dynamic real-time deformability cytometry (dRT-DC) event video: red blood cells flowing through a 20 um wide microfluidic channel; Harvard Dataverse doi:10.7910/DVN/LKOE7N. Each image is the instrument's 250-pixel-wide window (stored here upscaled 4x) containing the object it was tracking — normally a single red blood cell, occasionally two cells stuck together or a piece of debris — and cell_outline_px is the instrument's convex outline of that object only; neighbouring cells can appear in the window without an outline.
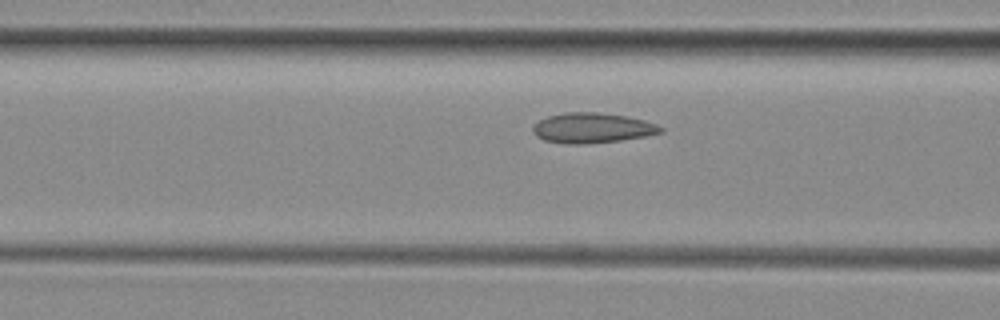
{"species": "common noctule bat (a hibernating species)", "species_latin": "Nyctalus noctula", "temperature_condition": "room temperature", "stored_images_in_passage": 16, "camera_frame_rate_fps": 3000, "um_per_image_px": 0.085, "animal": {"sex": "female", "body_mass_g": 29.2, "forearm_length_mm": 56.3}, "frame": {"image": 1, "passage_image": 14, "time_ms": 4.333, "image_size_px": [1000, 320], "cell_outline_px": [[664, 132], [644, 136], [620, 140], [584, 144], [568, 144], [544, 140], [536, 136], [532, 132], [532, 128], [540, 120], [548, 116], [564, 112], [596, 112], [624, 116], [644, 120], [656, 124], [664, 128]], "centroid_in_image_um": [50.33, 10.88], "position_along_channel_um": 116.3, "area_um2": 22.31}}